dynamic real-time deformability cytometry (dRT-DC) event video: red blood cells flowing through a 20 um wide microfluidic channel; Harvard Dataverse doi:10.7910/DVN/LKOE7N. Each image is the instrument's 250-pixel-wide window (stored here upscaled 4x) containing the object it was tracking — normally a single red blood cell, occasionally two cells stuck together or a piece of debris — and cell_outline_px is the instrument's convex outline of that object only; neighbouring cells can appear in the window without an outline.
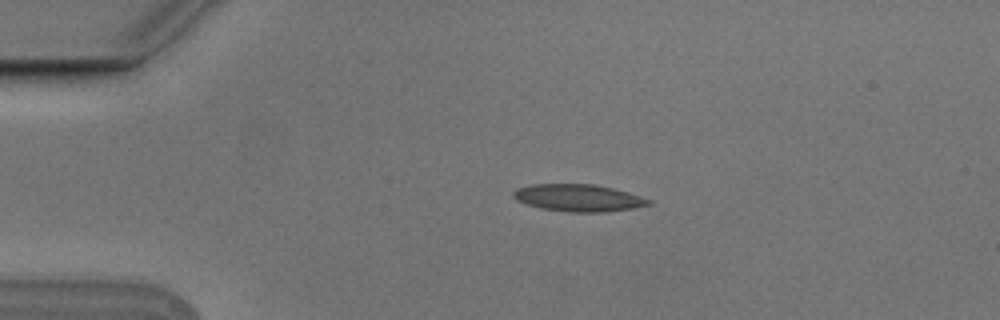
{"species": "Egyptian fruit bat (a non-hibernating species)", "species_latin": "Rousettus aegyptiacus", "temperature_condition": "cold", "stored_images_in_passage": 4, "camera_frame_rate_fps": 3000, "um_per_image_px": 0.085, "animal": {"sex": "male"}, "frame": {"image": 1, "passage_image": 3, "time_ms": 0.667, "image_size_px": [1000, 320], "cell_outline_px": [[652, 204], [632, 208], [604, 212], [568, 212], [540, 208], [516, 200], [512, 196], [512, 192], [516, 188], [532, 184], [592, 184], [612, 188], [628, 192], [652, 200]], "centroid_in_image_um": [49.14, 16.82], "position_along_channel_um": 35.9, "area_um2": 21.39}}